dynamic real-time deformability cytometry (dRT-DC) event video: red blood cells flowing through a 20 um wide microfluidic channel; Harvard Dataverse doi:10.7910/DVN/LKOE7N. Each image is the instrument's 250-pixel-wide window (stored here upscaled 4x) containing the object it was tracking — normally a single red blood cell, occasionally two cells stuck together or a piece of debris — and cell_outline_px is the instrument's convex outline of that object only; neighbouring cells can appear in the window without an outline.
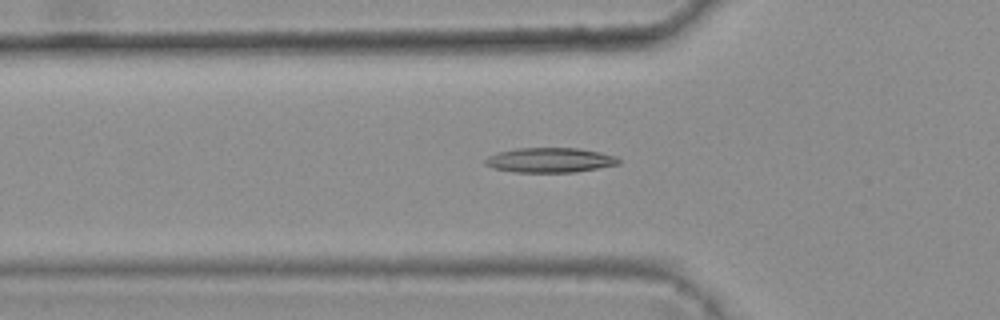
{"species": "common noctule bat (a hibernating species)", "species_latin": "Nyctalus noctula", "temperature_condition": "warm", "stored_images_in_passage": 45, "camera_frame_rate_fps": 3000, "um_per_image_px": 0.085, "animal": {"sex": "female", "body_mass_g": 25.1}, "frame": {"image": 1, "passage_image": 17, "time_ms": 5.333, "image_size_px": [1000, 320], "cell_outline_px": [[620, 164], [572, 172], [516, 172], [492, 168], [484, 164], [484, 160], [488, 156], [500, 152], [516, 148], [580, 148], [600, 152], [616, 156], [620, 160]], "centroid_in_image_um": [46.73, 13.6], "position_along_channel_um": 79.1, "area_um2": 19.19}}
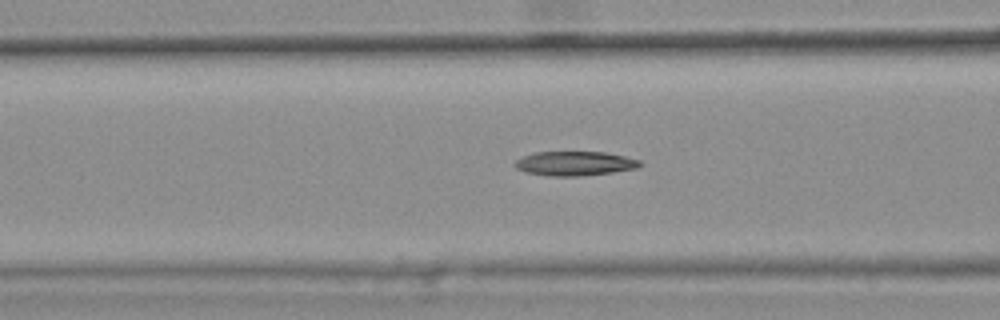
{"frame": {"image": 2, "passage_image": 20, "time_ms": 6.333, "image_size_px": [1000, 320], "cell_outline_px": [[644, 164], [636, 168], [612, 172], [580, 176], [548, 176], [524, 172], [516, 168], [512, 164], [516, 160], [524, 156], [536, 152], [604, 152], [624, 156], [640, 160]], "centroid_in_image_um": [48.83, 13.9], "position_along_channel_um": 117.8, "area_um2": 17.74}}
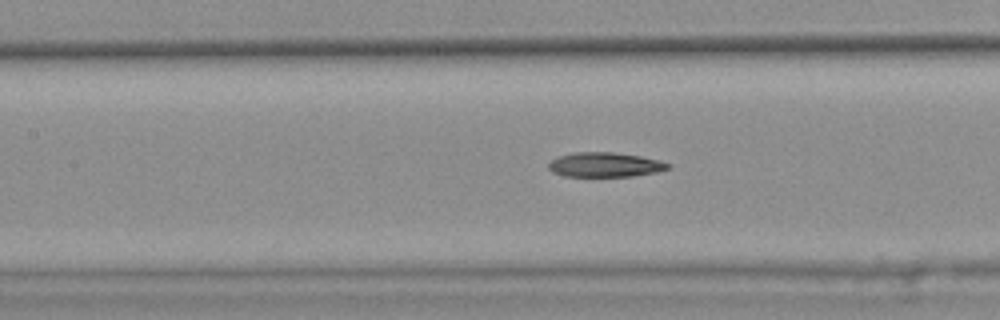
{"frame": {"image": 3, "passage_image": 23, "time_ms": 7.333, "image_size_px": [1000, 320], "cell_outline_px": [[672, 164], [668, 168], [656, 172], [632, 176], [564, 176], [552, 172], [548, 168], [548, 164], [556, 156], [572, 152], [612, 152], [640, 156], [660, 160]], "centroid_in_image_um": [51.39, 13.99], "position_along_channel_um": 156.0, "area_um2": 17.17}}